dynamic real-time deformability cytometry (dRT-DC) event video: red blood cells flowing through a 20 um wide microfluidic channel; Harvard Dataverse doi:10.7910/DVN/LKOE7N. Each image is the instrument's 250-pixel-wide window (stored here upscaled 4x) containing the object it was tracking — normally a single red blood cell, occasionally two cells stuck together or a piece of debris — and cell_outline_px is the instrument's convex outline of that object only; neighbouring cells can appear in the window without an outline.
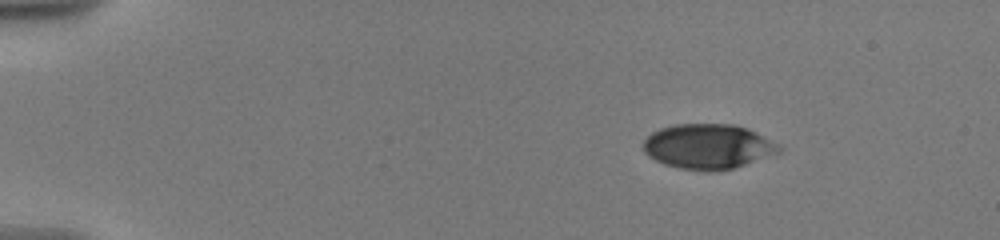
{"species": "human", "species_latin": "Homo sapiens", "temperature_condition": "warm", "stored_images_in_passage": 58, "camera_frame_rate_fps": 3000, "um_per_image_px": 0.085, "donor": {"sex": "male"}, "frame": {"image": 1, "passage_image": 1, "time_ms": 0.0, "image_size_px": [1000, 240], "cell_outline_px": [[784, 148], [780, 152], [732, 168], [712, 172], [704, 172], [680, 168], [664, 164], [648, 156], [644, 152], [644, 140], [652, 132], [660, 128], [676, 124], [732, 124], [748, 128], [780, 144]], "centroid_in_image_um": [60.19, 12.45], "position_along_channel_um": 24.8, "area_um2": 35.6}}
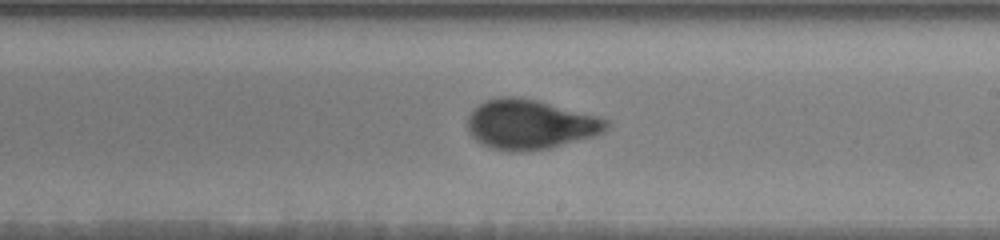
{"frame": {"image": 2, "passage_image": 33, "time_ms": 9.0, "image_size_px": [1000, 240], "cell_outline_px": [[612, 124], [604, 132], [592, 136], [548, 148], [520, 152], [508, 152], [492, 148], [476, 140], [468, 132], [468, 116], [472, 108], [484, 100], [500, 96], [520, 96], [540, 100], [600, 116], [612, 120]], "centroid_in_image_um": [45.08, 10.54], "position_along_channel_um": 243.9, "area_um2": 40.86}}
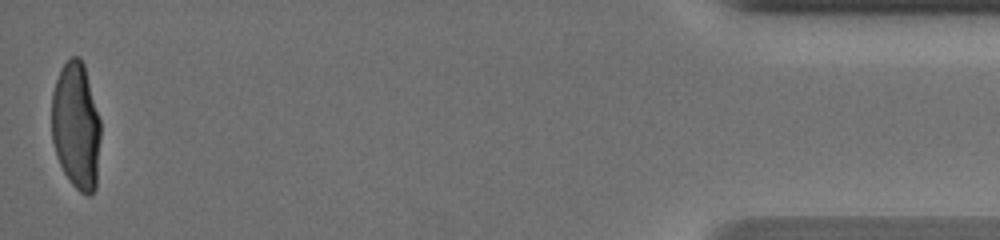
{"frame": {"image": 3, "passage_image": 58, "time_ms": 16.333, "image_size_px": [1000, 240], "cell_outline_px": [[100, 136], [96, 188], [88, 196], [80, 192], [72, 184], [64, 172], [56, 156], [52, 140], [52, 92], [60, 68], [72, 56], [80, 56], [84, 64], [100, 120]], "centroid_in_image_um": [6.46, 10.7], "position_along_channel_um": 428.7, "area_um2": 36.3}, "authors_computed_cell_mechanics": {"area_um2": 37.8879, "velocity_mm_per_s": 3.5472, "shape_relaxation_time_tau1_ms": 4.843, "shape_relaxation_time_tau2_ms": null, "deformation_change_tau1": 0.2029, "deformation_change_tau2": null}}